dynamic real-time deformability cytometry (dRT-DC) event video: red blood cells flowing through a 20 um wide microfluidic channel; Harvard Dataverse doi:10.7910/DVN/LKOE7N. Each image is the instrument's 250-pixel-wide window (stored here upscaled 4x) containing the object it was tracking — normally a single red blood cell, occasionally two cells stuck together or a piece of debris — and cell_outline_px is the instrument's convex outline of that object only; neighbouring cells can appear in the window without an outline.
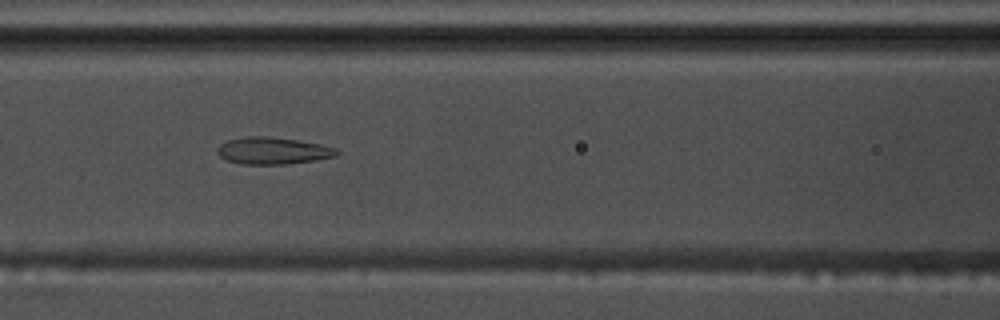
{"species": "common noctule bat (a hibernating species)", "species_latin": "Nyctalus noctula", "temperature_condition": "warm", "stored_images_in_passage": 47, "camera_frame_rate_fps": 3000, "um_per_image_px": 0.085, "animal": {"sex": "male", "body_mass_g": 17.5, "forearm_length_mm": 52.3}, "frame": {"image": 1, "passage_image": 15, "time_ms": 4.667, "image_size_px": [1000, 320], "cell_outline_px": [[340, 152], [336, 156], [316, 160], [288, 164], [240, 164], [228, 160], [220, 156], [216, 152], [216, 148], [220, 144], [228, 140], [244, 136], [268, 136], [296, 140], [320, 144], [336, 148]], "centroid_in_image_um": [23.18, 12.81], "position_along_channel_um": 143.4, "area_um2": 18.84}}
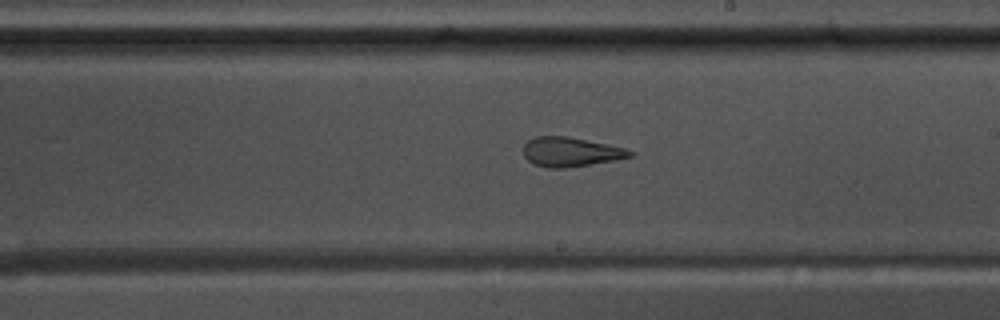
{"frame": {"image": 2, "passage_image": 23, "time_ms": 7.333, "image_size_px": [1000, 320], "cell_outline_px": [[636, 152], [632, 156], [612, 160], [564, 168], [548, 168], [532, 164], [524, 156], [524, 144], [528, 140], [536, 136], [568, 136], [624, 148]], "centroid_in_image_um": [48.46, 12.91], "position_along_channel_um": 240.5, "area_um2": 18.03}}
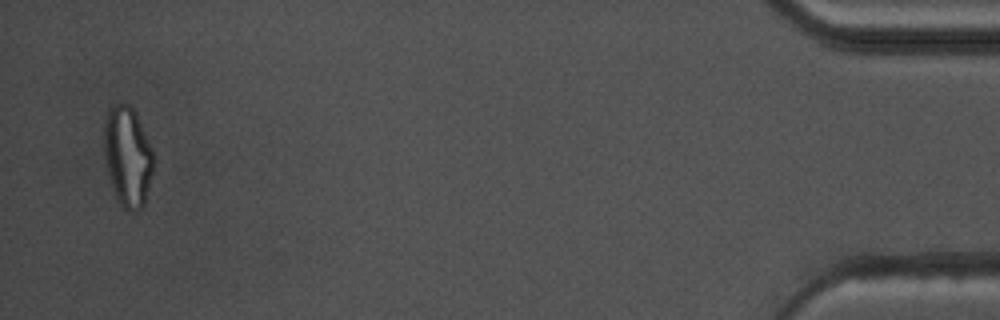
{"frame": {"image": 3, "passage_image": 45, "time_ms": 14.667, "image_size_px": [1000, 320], "cell_outline_px": [[152, 172], [144, 204], [136, 212], [132, 212], [124, 208], [120, 204], [116, 196], [108, 176], [104, 156], [104, 124], [108, 108], [112, 104], [128, 104], [136, 112], [152, 148]], "centroid_in_image_um": [10.82, 13.28], "position_along_channel_um": 424.4, "area_um2": 28.73}, "authors_computed_cell_mechanics": {"area_um2": 21.097, "velocity_mm_per_s": 3.6596, "shape_relaxation_time_tau1_ms": null, "shape_relaxation_time_tau2_ms": 1.7739, "deformation_change_tau1": null, "deformation_change_tau2": 0.1022}}